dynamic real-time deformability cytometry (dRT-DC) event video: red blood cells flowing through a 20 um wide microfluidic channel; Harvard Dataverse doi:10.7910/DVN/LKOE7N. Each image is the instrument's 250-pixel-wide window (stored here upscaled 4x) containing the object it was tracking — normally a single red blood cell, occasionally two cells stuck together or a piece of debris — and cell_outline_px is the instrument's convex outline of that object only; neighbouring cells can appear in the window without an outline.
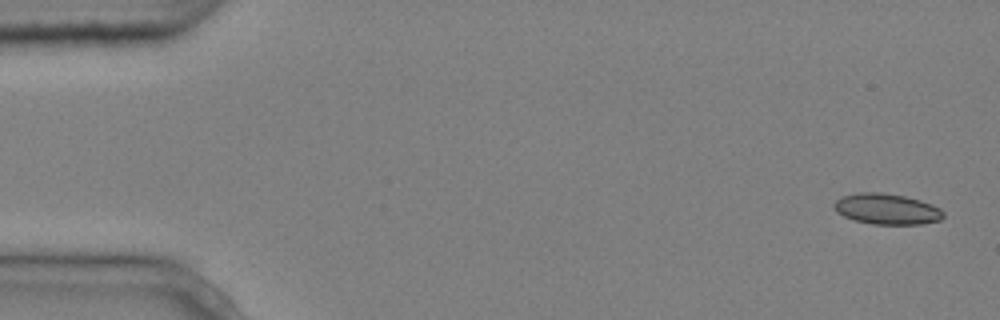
{"species": "common noctule bat (a hibernating species)", "species_latin": "Nyctalus noctula", "temperature_condition": "cold", "stored_images_in_passage": 6, "segment_of_instrument_passage": [1, 2], "camera_frame_rate_fps": 3000, "um_per_image_px": 0.085, "animal": {"sex": "male", "body_mass_g": 20.4}, "frame": {"image": 1, "passage_image": 1, "time_ms": 0.0, "image_size_px": [1000, 320], "cell_outline_px": [[944, 216], [940, 220], [920, 224], [872, 224], [856, 220], [844, 216], [836, 212], [832, 204], [840, 196], [860, 192], [880, 192], [904, 196], [920, 200], [932, 204], [940, 208], [944, 212]], "centroid_in_image_um": [75.36, 17.76], "position_along_channel_um": 9.6, "area_um2": 19.65}}
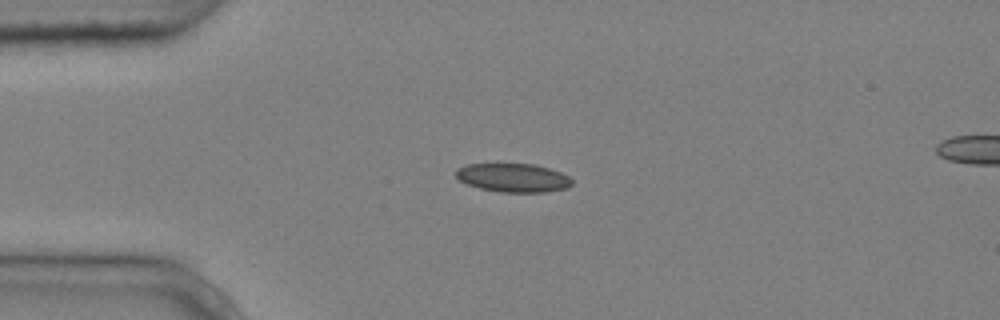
{"frame": {"image": 2, "passage_image": 4, "time_ms": 1.0, "image_size_px": [1000, 320], "cell_outline_px": [[572, 184], [568, 188], [548, 192], [500, 192], [480, 188], [468, 184], [460, 180], [456, 176], [456, 168], [468, 164], [532, 164], [548, 168], [560, 172], [568, 176], [572, 180]], "centroid_in_image_um": [43.63, 15.11], "position_along_channel_um": 41.4, "area_um2": 19.31}}